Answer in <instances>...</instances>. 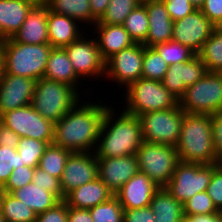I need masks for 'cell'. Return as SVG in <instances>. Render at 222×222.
Masks as SVG:
<instances>
[{
    "instance_id": "6da1fadb",
    "label": "cell",
    "mask_w": 222,
    "mask_h": 222,
    "mask_svg": "<svg viewBox=\"0 0 222 222\" xmlns=\"http://www.w3.org/2000/svg\"><path fill=\"white\" fill-rule=\"evenodd\" d=\"M107 108L101 103H77L54 124L52 143L72 153L94 151Z\"/></svg>"
},
{
    "instance_id": "7a4b0ae2",
    "label": "cell",
    "mask_w": 222,
    "mask_h": 222,
    "mask_svg": "<svg viewBox=\"0 0 222 222\" xmlns=\"http://www.w3.org/2000/svg\"><path fill=\"white\" fill-rule=\"evenodd\" d=\"M113 112L115 110L111 107H108L105 112L98 137L100 143L94 151L96 157L113 158L136 155L144 142L139 117L124 111L114 120L113 117L116 114Z\"/></svg>"
},
{
    "instance_id": "3957f363",
    "label": "cell",
    "mask_w": 222,
    "mask_h": 222,
    "mask_svg": "<svg viewBox=\"0 0 222 222\" xmlns=\"http://www.w3.org/2000/svg\"><path fill=\"white\" fill-rule=\"evenodd\" d=\"M176 150L181 162L216 163L211 115L186 113Z\"/></svg>"
},
{
    "instance_id": "277c9868",
    "label": "cell",
    "mask_w": 222,
    "mask_h": 222,
    "mask_svg": "<svg viewBox=\"0 0 222 222\" xmlns=\"http://www.w3.org/2000/svg\"><path fill=\"white\" fill-rule=\"evenodd\" d=\"M52 46L49 43L25 44L12 38L0 41L2 73L39 80L44 77Z\"/></svg>"
},
{
    "instance_id": "5b68a950",
    "label": "cell",
    "mask_w": 222,
    "mask_h": 222,
    "mask_svg": "<svg viewBox=\"0 0 222 222\" xmlns=\"http://www.w3.org/2000/svg\"><path fill=\"white\" fill-rule=\"evenodd\" d=\"M78 91L62 82L41 78L36 81L33 108L54 124L80 101Z\"/></svg>"
},
{
    "instance_id": "8992f818",
    "label": "cell",
    "mask_w": 222,
    "mask_h": 222,
    "mask_svg": "<svg viewBox=\"0 0 222 222\" xmlns=\"http://www.w3.org/2000/svg\"><path fill=\"white\" fill-rule=\"evenodd\" d=\"M125 112L136 116L146 112L176 108L179 100L162 84V81L140 78L126 89Z\"/></svg>"
},
{
    "instance_id": "52a82bcc",
    "label": "cell",
    "mask_w": 222,
    "mask_h": 222,
    "mask_svg": "<svg viewBox=\"0 0 222 222\" xmlns=\"http://www.w3.org/2000/svg\"><path fill=\"white\" fill-rule=\"evenodd\" d=\"M179 106L192 114L222 113V73L207 72L199 81L187 87Z\"/></svg>"
},
{
    "instance_id": "ba28073f",
    "label": "cell",
    "mask_w": 222,
    "mask_h": 222,
    "mask_svg": "<svg viewBox=\"0 0 222 222\" xmlns=\"http://www.w3.org/2000/svg\"><path fill=\"white\" fill-rule=\"evenodd\" d=\"M139 171L160 188L165 187L180 162L176 147L144 141L137 150Z\"/></svg>"
},
{
    "instance_id": "9c48e42d",
    "label": "cell",
    "mask_w": 222,
    "mask_h": 222,
    "mask_svg": "<svg viewBox=\"0 0 222 222\" xmlns=\"http://www.w3.org/2000/svg\"><path fill=\"white\" fill-rule=\"evenodd\" d=\"M186 112L176 108L139 115L144 141L176 147Z\"/></svg>"
},
{
    "instance_id": "30bf717a",
    "label": "cell",
    "mask_w": 222,
    "mask_h": 222,
    "mask_svg": "<svg viewBox=\"0 0 222 222\" xmlns=\"http://www.w3.org/2000/svg\"><path fill=\"white\" fill-rule=\"evenodd\" d=\"M213 172V164L179 162L165 189L184 204L196 193L207 190Z\"/></svg>"
},
{
    "instance_id": "8fae6325",
    "label": "cell",
    "mask_w": 222,
    "mask_h": 222,
    "mask_svg": "<svg viewBox=\"0 0 222 222\" xmlns=\"http://www.w3.org/2000/svg\"><path fill=\"white\" fill-rule=\"evenodd\" d=\"M0 122L21 138L28 137L53 142L54 123L42 117L32 105L19 107L3 113Z\"/></svg>"
},
{
    "instance_id": "7c38bea8",
    "label": "cell",
    "mask_w": 222,
    "mask_h": 222,
    "mask_svg": "<svg viewBox=\"0 0 222 222\" xmlns=\"http://www.w3.org/2000/svg\"><path fill=\"white\" fill-rule=\"evenodd\" d=\"M145 45L134 43L115 53L105 62L106 77L122 86L129 85L141 78Z\"/></svg>"
},
{
    "instance_id": "4fadbf2b",
    "label": "cell",
    "mask_w": 222,
    "mask_h": 222,
    "mask_svg": "<svg viewBox=\"0 0 222 222\" xmlns=\"http://www.w3.org/2000/svg\"><path fill=\"white\" fill-rule=\"evenodd\" d=\"M215 29L216 26L201 10L196 9L189 15L174 21L171 40L189 47L197 54Z\"/></svg>"
},
{
    "instance_id": "5bb4252c",
    "label": "cell",
    "mask_w": 222,
    "mask_h": 222,
    "mask_svg": "<svg viewBox=\"0 0 222 222\" xmlns=\"http://www.w3.org/2000/svg\"><path fill=\"white\" fill-rule=\"evenodd\" d=\"M81 35L64 47L75 73L81 78L105 75V61L102 59L96 39H84ZM88 40V41H87ZM104 74V75H103Z\"/></svg>"
},
{
    "instance_id": "9a60e30c",
    "label": "cell",
    "mask_w": 222,
    "mask_h": 222,
    "mask_svg": "<svg viewBox=\"0 0 222 222\" xmlns=\"http://www.w3.org/2000/svg\"><path fill=\"white\" fill-rule=\"evenodd\" d=\"M97 177L98 160L94 152L71 153L60 179V186L64 197L73 189L91 182Z\"/></svg>"
},
{
    "instance_id": "2e32d148",
    "label": "cell",
    "mask_w": 222,
    "mask_h": 222,
    "mask_svg": "<svg viewBox=\"0 0 222 222\" xmlns=\"http://www.w3.org/2000/svg\"><path fill=\"white\" fill-rule=\"evenodd\" d=\"M36 80L2 73L0 78V116L32 104Z\"/></svg>"
},
{
    "instance_id": "e0dca14e",
    "label": "cell",
    "mask_w": 222,
    "mask_h": 222,
    "mask_svg": "<svg viewBox=\"0 0 222 222\" xmlns=\"http://www.w3.org/2000/svg\"><path fill=\"white\" fill-rule=\"evenodd\" d=\"M97 160L98 177L114 195L139 171L136 155Z\"/></svg>"
},
{
    "instance_id": "ac0fdd59",
    "label": "cell",
    "mask_w": 222,
    "mask_h": 222,
    "mask_svg": "<svg viewBox=\"0 0 222 222\" xmlns=\"http://www.w3.org/2000/svg\"><path fill=\"white\" fill-rule=\"evenodd\" d=\"M207 73L202 59L196 55L188 62L170 65L163 80V86L178 100L187 87L192 86Z\"/></svg>"
},
{
    "instance_id": "d6986e66",
    "label": "cell",
    "mask_w": 222,
    "mask_h": 222,
    "mask_svg": "<svg viewBox=\"0 0 222 222\" xmlns=\"http://www.w3.org/2000/svg\"><path fill=\"white\" fill-rule=\"evenodd\" d=\"M159 188L146 174L138 171L115 196L123 209L145 208Z\"/></svg>"
},
{
    "instance_id": "ffe728a7",
    "label": "cell",
    "mask_w": 222,
    "mask_h": 222,
    "mask_svg": "<svg viewBox=\"0 0 222 222\" xmlns=\"http://www.w3.org/2000/svg\"><path fill=\"white\" fill-rule=\"evenodd\" d=\"M146 7L149 31L145 46L153 47L172 39L174 22L169 16L166 6L162 0H142Z\"/></svg>"
},
{
    "instance_id": "44dd1931",
    "label": "cell",
    "mask_w": 222,
    "mask_h": 222,
    "mask_svg": "<svg viewBox=\"0 0 222 222\" xmlns=\"http://www.w3.org/2000/svg\"><path fill=\"white\" fill-rule=\"evenodd\" d=\"M47 17V6H33L12 39L25 44L49 43Z\"/></svg>"
},
{
    "instance_id": "7402d4cb",
    "label": "cell",
    "mask_w": 222,
    "mask_h": 222,
    "mask_svg": "<svg viewBox=\"0 0 222 222\" xmlns=\"http://www.w3.org/2000/svg\"><path fill=\"white\" fill-rule=\"evenodd\" d=\"M113 196L114 194L99 177H97L95 180L70 191L65 196L64 201L70 207L90 209L91 207L106 202Z\"/></svg>"
},
{
    "instance_id": "603a6c76",
    "label": "cell",
    "mask_w": 222,
    "mask_h": 222,
    "mask_svg": "<svg viewBox=\"0 0 222 222\" xmlns=\"http://www.w3.org/2000/svg\"><path fill=\"white\" fill-rule=\"evenodd\" d=\"M33 6L26 0H0V41L14 36Z\"/></svg>"
},
{
    "instance_id": "cb8c5ba5",
    "label": "cell",
    "mask_w": 222,
    "mask_h": 222,
    "mask_svg": "<svg viewBox=\"0 0 222 222\" xmlns=\"http://www.w3.org/2000/svg\"><path fill=\"white\" fill-rule=\"evenodd\" d=\"M69 16L57 14L48 9L47 29L49 44L53 48H64L77 40L80 33L79 23Z\"/></svg>"
},
{
    "instance_id": "d4e9b609",
    "label": "cell",
    "mask_w": 222,
    "mask_h": 222,
    "mask_svg": "<svg viewBox=\"0 0 222 222\" xmlns=\"http://www.w3.org/2000/svg\"><path fill=\"white\" fill-rule=\"evenodd\" d=\"M95 27V33L98 31L99 34V37L95 39H97L101 57L105 62L115 53L135 43L123 25L95 24Z\"/></svg>"
},
{
    "instance_id": "484cf974",
    "label": "cell",
    "mask_w": 222,
    "mask_h": 222,
    "mask_svg": "<svg viewBox=\"0 0 222 222\" xmlns=\"http://www.w3.org/2000/svg\"><path fill=\"white\" fill-rule=\"evenodd\" d=\"M43 78L65 83L75 90L80 79L64 48H52Z\"/></svg>"
},
{
    "instance_id": "4316f807",
    "label": "cell",
    "mask_w": 222,
    "mask_h": 222,
    "mask_svg": "<svg viewBox=\"0 0 222 222\" xmlns=\"http://www.w3.org/2000/svg\"><path fill=\"white\" fill-rule=\"evenodd\" d=\"M149 207L156 222H179L184 218L183 204L177 201L165 187L159 188L151 199Z\"/></svg>"
},
{
    "instance_id": "83f0119b",
    "label": "cell",
    "mask_w": 222,
    "mask_h": 222,
    "mask_svg": "<svg viewBox=\"0 0 222 222\" xmlns=\"http://www.w3.org/2000/svg\"><path fill=\"white\" fill-rule=\"evenodd\" d=\"M11 194L30 207L37 215L60 202L54 194L35 185L33 182L13 191Z\"/></svg>"
},
{
    "instance_id": "f1b7e54d",
    "label": "cell",
    "mask_w": 222,
    "mask_h": 222,
    "mask_svg": "<svg viewBox=\"0 0 222 222\" xmlns=\"http://www.w3.org/2000/svg\"><path fill=\"white\" fill-rule=\"evenodd\" d=\"M0 211L6 222H36L37 214L13 194L2 191Z\"/></svg>"
},
{
    "instance_id": "f546056e",
    "label": "cell",
    "mask_w": 222,
    "mask_h": 222,
    "mask_svg": "<svg viewBox=\"0 0 222 222\" xmlns=\"http://www.w3.org/2000/svg\"><path fill=\"white\" fill-rule=\"evenodd\" d=\"M47 7L50 11L69 16L76 21L93 25L97 22L92 16L89 0H50Z\"/></svg>"
},
{
    "instance_id": "4dcf8cb0",
    "label": "cell",
    "mask_w": 222,
    "mask_h": 222,
    "mask_svg": "<svg viewBox=\"0 0 222 222\" xmlns=\"http://www.w3.org/2000/svg\"><path fill=\"white\" fill-rule=\"evenodd\" d=\"M197 55L205 64L207 72L222 73V28L216 27Z\"/></svg>"
},
{
    "instance_id": "1f68e13d",
    "label": "cell",
    "mask_w": 222,
    "mask_h": 222,
    "mask_svg": "<svg viewBox=\"0 0 222 222\" xmlns=\"http://www.w3.org/2000/svg\"><path fill=\"white\" fill-rule=\"evenodd\" d=\"M71 153V151L51 143L41 156L38 168L61 179L66 161Z\"/></svg>"
},
{
    "instance_id": "d6a6232c",
    "label": "cell",
    "mask_w": 222,
    "mask_h": 222,
    "mask_svg": "<svg viewBox=\"0 0 222 222\" xmlns=\"http://www.w3.org/2000/svg\"><path fill=\"white\" fill-rule=\"evenodd\" d=\"M122 25L135 43L144 44L149 31V20L145 5L143 3L139 4L130 12Z\"/></svg>"
},
{
    "instance_id": "836d02e7",
    "label": "cell",
    "mask_w": 222,
    "mask_h": 222,
    "mask_svg": "<svg viewBox=\"0 0 222 222\" xmlns=\"http://www.w3.org/2000/svg\"><path fill=\"white\" fill-rule=\"evenodd\" d=\"M142 0H110L106 12L96 24L122 25Z\"/></svg>"
},
{
    "instance_id": "e575fe53",
    "label": "cell",
    "mask_w": 222,
    "mask_h": 222,
    "mask_svg": "<svg viewBox=\"0 0 222 222\" xmlns=\"http://www.w3.org/2000/svg\"><path fill=\"white\" fill-rule=\"evenodd\" d=\"M169 65L153 48L145 46L142 64V78L162 81Z\"/></svg>"
},
{
    "instance_id": "d590c367",
    "label": "cell",
    "mask_w": 222,
    "mask_h": 222,
    "mask_svg": "<svg viewBox=\"0 0 222 222\" xmlns=\"http://www.w3.org/2000/svg\"><path fill=\"white\" fill-rule=\"evenodd\" d=\"M51 143L52 142H44L28 137L20 138L17 152L20 155L21 164L31 168L38 167L41 156Z\"/></svg>"
},
{
    "instance_id": "8d00e7d4",
    "label": "cell",
    "mask_w": 222,
    "mask_h": 222,
    "mask_svg": "<svg viewBox=\"0 0 222 222\" xmlns=\"http://www.w3.org/2000/svg\"><path fill=\"white\" fill-rule=\"evenodd\" d=\"M153 48L160 54V56L169 66L188 62L197 55L189 47L184 46L173 40L157 44L153 46Z\"/></svg>"
},
{
    "instance_id": "74e56055",
    "label": "cell",
    "mask_w": 222,
    "mask_h": 222,
    "mask_svg": "<svg viewBox=\"0 0 222 222\" xmlns=\"http://www.w3.org/2000/svg\"><path fill=\"white\" fill-rule=\"evenodd\" d=\"M89 211L93 222H123L124 209L115 195Z\"/></svg>"
},
{
    "instance_id": "f35d334b",
    "label": "cell",
    "mask_w": 222,
    "mask_h": 222,
    "mask_svg": "<svg viewBox=\"0 0 222 222\" xmlns=\"http://www.w3.org/2000/svg\"><path fill=\"white\" fill-rule=\"evenodd\" d=\"M184 216L218 213L207 191L196 193L184 204Z\"/></svg>"
},
{
    "instance_id": "ab89813d",
    "label": "cell",
    "mask_w": 222,
    "mask_h": 222,
    "mask_svg": "<svg viewBox=\"0 0 222 222\" xmlns=\"http://www.w3.org/2000/svg\"><path fill=\"white\" fill-rule=\"evenodd\" d=\"M22 166L25 165L21 164L20 155L17 152V149L0 146V188L6 184L13 169Z\"/></svg>"
},
{
    "instance_id": "60d3db41",
    "label": "cell",
    "mask_w": 222,
    "mask_h": 222,
    "mask_svg": "<svg viewBox=\"0 0 222 222\" xmlns=\"http://www.w3.org/2000/svg\"><path fill=\"white\" fill-rule=\"evenodd\" d=\"M34 170L35 168L28 166L13 169L11 176L1 190L7 193H12L17 189L30 184L33 179Z\"/></svg>"
},
{
    "instance_id": "b9f144b4",
    "label": "cell",
    "mask_w": 222,
    "mask_h": 222,
    "mask_svg": "<svg viewBox=\"0 0 222 222\" xmlns=\"http://www.w3.org/2000/svg\"><path fill=\"white\" fill-rule=\"evenodd\" d=\"M32 182L35 185L44 188V190L54 194L60 201L65 199L60 186V179L51 176L48 172H45L36 167L34 170Z\"/></svg>"
},
{
    "instance_id": "7bdbcfd3",
    "label": "cell",
    "mask_w": 222,
    "mask_h": 222,
    "mask_svg": "<svg viewBox=\"0 0 222 222\" xmlns=\"http://www.w3.org/2000/svg\"><path fill=\"white\" fill-rule=\"evenodd\" d=\"M207 193L211 197L216 209L222 212V171L213 163V172Z\"/></svg>"
},
{
    "instance_id": "ee69618b",
    "label": "cell",
    "mask_w": 222,
    "mask_h": 222,
    "mask_svg": "<svg viewBox=\"0 0 222 222\" xmlns=\"http://www.w3.org/2000/svg\"><path fill=\"white\" fill-rule=\"evenodd\" d=\"M36 222H68V205L64 200L37 215Z\"/></svg>"
},
{
    "instance_id": "f6af8a7d",
    "label": "cell",
    "mask_w": 222,
    "mask_h": 222,
    "mask_svg": "<svg viewBox=\"0 0 222 222\" xmlns=\"http://www.w3.org/2000/svg\"><path fill=\"white\" fill-rule=\"evenodd\" d=\"M172 21L179 20L192 13L196 8L189 0H162Z\"/></svg>"
},
{
    "instance_id": "bcb514c9",
    "label": "cell",
    "mask_w": 222,
    "mask_h": 222,
    "mask_svg": "<svg viewBox=\"0 0 222 222\" xmlns=\"http://www.w3.org/2000/svg\"><path fill=\"white\" fill-rule=\"evenodd\" d=\"M200 10L216 27L222 24V0H205Z\"/></svg>"
},
{
    "instance_id": "7dc6e473",
    "label": "cell",
    "mask_w": 222,
    "mask_h": 222,
    "mask_svg": "<svg viewBox=\"0 0 222 222\" xmlns=\"http://www.w3.org/2000/svg\"><path fill=\"white\" fill-rule=\"evenodd\" d=\"M123 222H156L152 209L145 208L124 209Z\"/></svg>"
},
{
    "instance_id": "c3c4849f",
    "label": "cell",
    "mask_w": 222,
    "mask_h": 222,
    "mask_svg": "<svg viewBox=\"0 0 222 222\" xmlns=\"http://www.w3.org/2000/svg\"><path fill=\"white\" fill-rule=\"evenodd\" d=\"M212 137L216 158L222 157V113L211 115Z\"/></svg>"
},
{
    "instance_id": "681fc988",
    "label": "cell",
    "mask_w": 222,
    "mask_h": 222,
    "mask_svg": "<svg viewBox=\"0 0 222 222\" xmlns=\"http://www.w3.org/2000/svg\"><path fill=\"white\" fill-rule=\"evenodd\" d=\"M20 136L0 122V146L17 149Z\"/></svg>"
},
{
    "instance_id": "f907efd6",
    "label": "cell",
    "mask_w": 222,
    "mask_h": 222,
    "mask_svg": "<svg viewBox=\"0 0 222 222\" xmlns=\"http://www.w3.org/2000/svg\"><path fill=\"white\" fill-rule=\"evenodd\" d=\"M68 222H93L89 209L68 206Z\"/></svg>"
},
{
    "instance_id": "816d5d0a",
    "label": "cell",
    "mask_w": 222,
    "mask_h": 222,
    "mask_svg": "<svg viewBox=\"0 0 222 222\" xmlns=\"http://www.w3.org/2000/svg\"><path fill=\"white\" fill-rule=\"evenodd\" d=\"M110 0H89L92 16L98 21L106 12Z\"/></svg>"
},
{
    "instance_id": "f5cc1de1",
    "label": "cell",
    "mask_w": 222,
    "mask_h": 222,
    "mask_svg": "<svg viewBox=\"0 0 222 222\" xmlns=\"http://www.w3.org/2000/svg\"><path fill=\"white\" fill-rule=\"evenodd\" d=\"M189 222H222V212L185 216Z\"/></svg>"
},
{
    "instance_id": "db71d44e",
    "label": "cell",
    "mask_w": 222,
    "mask_h": 222,
    "mask_svg": "<svg viewBox=\"0 0 222 222\" xmlns=\"http://www.w3.org/2000/svg\"><path fill=\"white\" fill-rule=\"evenodd\" d=\"M32 3L34 6H47L50 0H26Z\"/></svg>"
},
{
    "instance_id": "11a10c76",
    "label": "cell",
    "mask_w": 222,
    "mask_h": 222,
    "mask_svg": "<svg viewBox=\"0 0 222 222\" xmlns=\"http://www.w3.org/2000/svg\"><path fill=\"white\" fill-rule=\"evenodd\" d=\"M205 0H189V2L196 8V9H200L203 4H204Z\"/></svg>"
},
{
    "instance_id": "9f6ffc18",
    "label": "cell",
    "mask_w": 222,
    "mask_h": 222,
    "mask_svg": "<svg viewBox=\"0 0 222 222\" xmlns=\"http://www.w3.org/2000/svg\"><path fill=\"white\" fill-rule=\"evenodd\" d=\"M216 165L222 171V157L217 159Z\"/></svg>"
},
{
    "instance_id": "6f0895ef",
    "label": "cell",
    "mask_w": 222,
    "mask_h": 222,
    "mask_svg": "<svg viewBox=\"0 0 222 222\" xmlns=\"http://www.w3.org/2000/svg\"><path fill=\"white\" fill-rule=\"evenodd\" d=\"M3 68H2V54H1V49H0V78L2 74Z\"/></svg>"
},
{
    "instance_id": "680465c9",
    "label": "cell",
    "mask_w": 222,
    "mask_h": 222,
    "mask_svg": "<svg viewBox=\"0 0 222 222\" xmlns=\"http://www.w3.org/2000/svg\"><path fill=\"white\" fill-rule=\"evenodd\" d=\"M0 222H6L5 219L2 217L1 211H0Z\"/></svg>"
},
{
    "instance_id": "91938a15",
    "label": "cell",
    "mask_w": 222,
    "mask_h": 222,
    "mask_svg": "<svg viewBox=\"0 0 222 222\" xmlns=\"http://www.w3.org/2000/svg\"><path fill=\"white\" fill-rule=\"evenodd\" d=\"M179 222H189L186 217L182 218Z\"/></svg>"
}]
</instances>
